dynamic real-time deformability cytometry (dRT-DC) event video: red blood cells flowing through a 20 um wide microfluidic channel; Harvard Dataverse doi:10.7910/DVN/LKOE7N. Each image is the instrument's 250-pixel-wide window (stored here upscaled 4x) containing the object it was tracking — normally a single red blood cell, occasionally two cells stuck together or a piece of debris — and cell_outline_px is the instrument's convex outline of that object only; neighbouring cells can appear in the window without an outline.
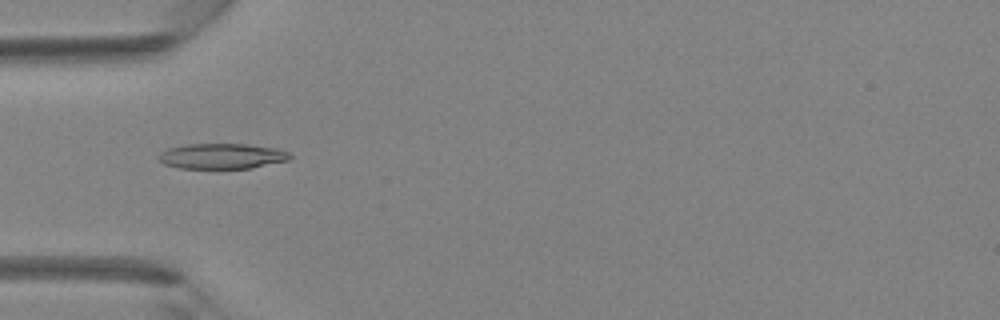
{"species": "Egyptian fruit bat (a non-hibernating species)", "species_latin": "Rousettus aegyptiacus", "temperature_condition": "room temperature", "stored_images_in_passage": 42, "camera_frame_rate_fps": 3000, "um_per_image_px": 0.085, "animal": {"sex": "female"}, "frame": {"image": 1, "passage_image": 14, "time_ms": 4.333, "image_size_px": [1000, 320], "cell_outline_px": [[292, 156], [288, 160], [252, 168], [180, 168], [164, 164], [156, 156], [160, 152], [168, 148], [188, 144], [248, 144], [276, 148], [288, 152]], "centroid_in_image_um": [18.85, 13.27], "position_along_channel_um": 66.1, "area_um2": 19.42}}
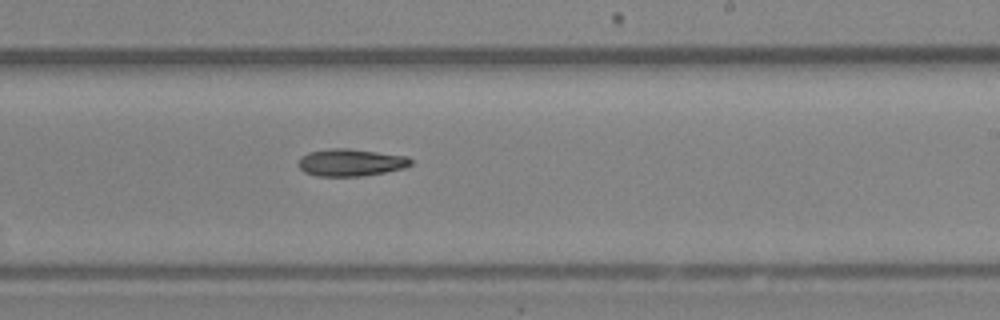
{"frame": {"image": 2, "passage_image": 26, "time_ms": 8.333, "image_size_px": [1000, 320], "cell_outline_px": [[412, 164], [404, 168], [384, 172], [360, 176], [316, 176], [304, 172], [300, 168], [300, 156], [308, 152], [332, 148], [348, 148], [408, 156], [412, 160]], "centroid_in_image_um": [29.82, 13.8], "position_along_channel_um": 259.2, "area_um2": 17.8}}
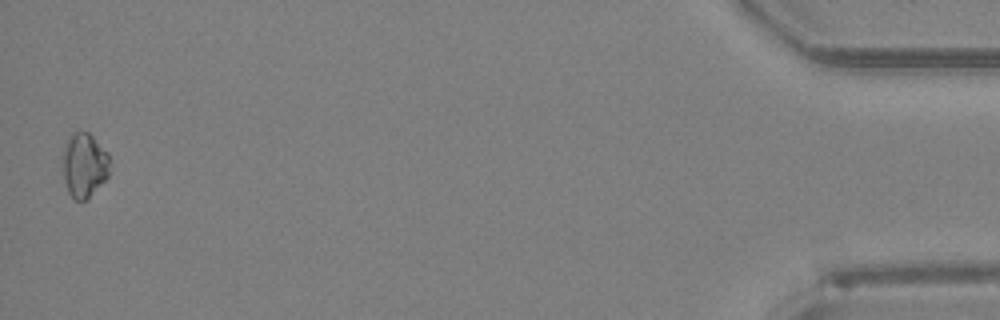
{"frame": {"image": 3, "passage_image": 42, "time_ms": 13.667, "image_size_px": [1000, 320], "cell_outline_px": [[108, 176], [88, 200], [76, 200], [68, 192], [64, 180], [60, 156], [68, 136], [72, 132], [88, 132], [108, 152]], "centroid_in_image_um": [7.11, 14.03], "position_along_channel_um": 428.1, "area_um2": 17.98}}